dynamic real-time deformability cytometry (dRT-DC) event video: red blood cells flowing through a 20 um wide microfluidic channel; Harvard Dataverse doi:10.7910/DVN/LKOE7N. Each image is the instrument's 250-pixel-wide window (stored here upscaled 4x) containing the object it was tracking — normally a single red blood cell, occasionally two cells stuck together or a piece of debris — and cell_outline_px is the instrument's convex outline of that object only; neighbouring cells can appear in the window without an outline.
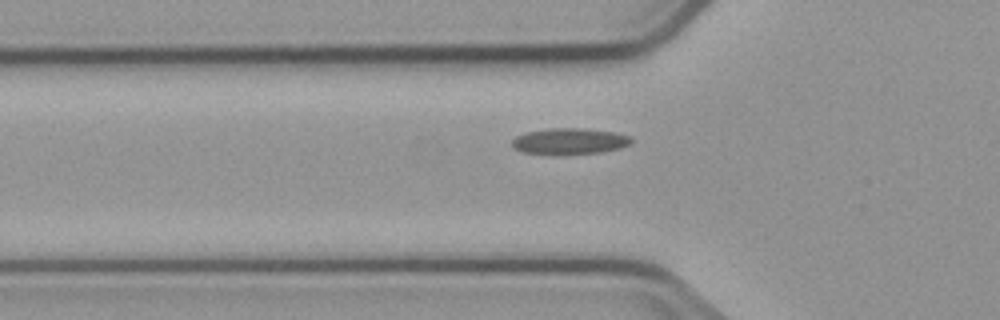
{"species": "common noctule bat (a hibernating species)", "species_latin": "Nyctalus noctula", "temperature_condition": "cold", "stored_images_in_passage": 6, "camera_frame_rate_fps": 3000, "um_per_image_px": 0.085, "animal": {"sex": "male", "body_mass_g": 23.1, "forearm_length_mm": 52.7}, "frame": {"image": 1, "passage_image": 6, "time_ms": 7.0, "image_size_px": [1000, 320], "cell_outline_px": [[632, 144], [620, 148], [600, 152], [560, 156], [556, 156], [524, 152], [512, 148], [512, 140], [516, 136], [524, 132], [548, 128], [584, 128], [616, 132], [632, 136]], "centroid_in_image_um": [48.41, 12.02], "position_along_channel_um": 77.4, "area_um2": 18.84}}